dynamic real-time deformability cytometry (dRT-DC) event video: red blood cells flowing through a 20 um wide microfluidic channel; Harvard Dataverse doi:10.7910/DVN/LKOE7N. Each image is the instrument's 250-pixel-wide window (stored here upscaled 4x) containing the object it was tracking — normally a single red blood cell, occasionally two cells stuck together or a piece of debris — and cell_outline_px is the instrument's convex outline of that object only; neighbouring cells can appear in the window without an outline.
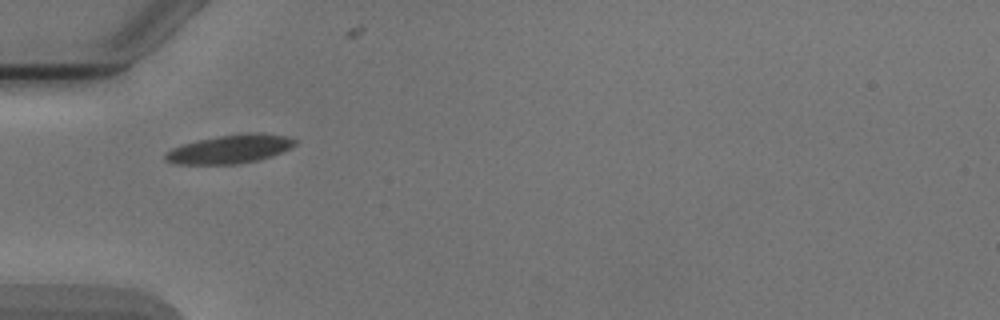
{"species": "Egyptian fruit bat (a non-hibernating species)", "species_latin": "Rousettus aegyptiacus", "temperature_condition": "cold", "stored_images_in_passage": 31, "camera_frame_rate_fps": 3000, "um_per_image_px": 0.085, "animal": {"sex": "male"}, "frame": {"image": 1, "passage_image": 1, "time_ms": 0.0, "image_size_px": [1000, 320], "cell_outline_px": [[296, 144], [292, 148], [256, 160], [236, 164], [176, 164], [164, 160], [164, 156], [172, 148], [184, 144], [216, 136], [288, 136], [296, 140]], "centroid_in_image_um": [19.45, 12.73], "position_along_channel_um": 65.5, "area_um2": 20.29}}
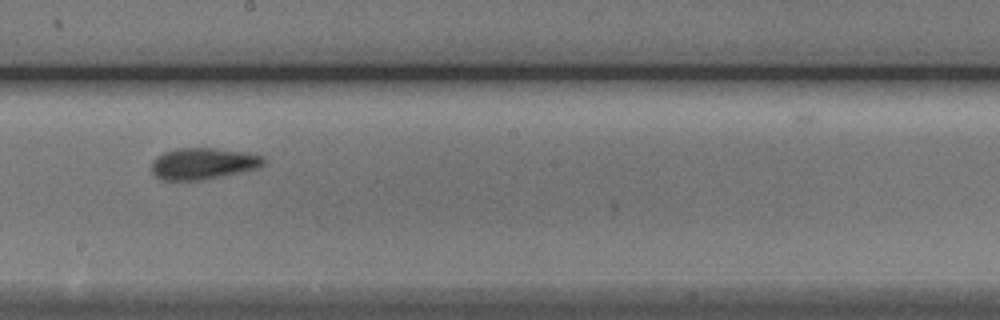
{"frame": {"image": 2, "passage_image": 14, "time_ms": 4.333, "image_size_px": [1000, 320], "cell_outline_px": [[264, 164], [260, 168], [200, 180], [164, 180], [156, 176], [152, 172], [152, 160], [156, 156], [164, 152], [176, 148], [216, 148], [248, 152], [264, 156]], "centroid_in_image_um": [17.28, 13.89], "position_along_channel_um": 230.9, "area_um2": 20.63}}
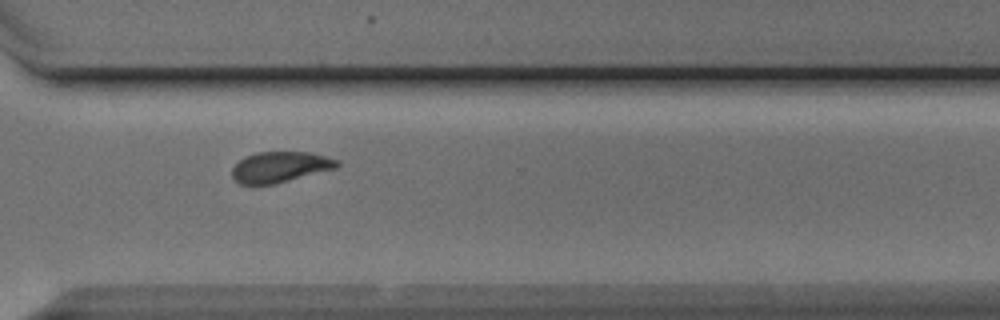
{"frame": {"image": 3, "passage_image": 23, "time_ms": 7.333, "image_size_px": [1000, 320], "cell_outline_px": [[340, 164], [336, 168], [272, 184], [240, 184], [232, 180], [232, 168], [244, 156], [256, 152], [312, 152], [340, 160]], "centroid_in_image_um": [23.79, 14.18], "position_along_channel_um": 346.8, "area_um2": 18.79}, "authors_computed_cell_mechanics": {"area_um2": 19.652, "velocity_mm_per_s": 3.8643, "shape_relaxation_time_tau1_ms": 4.425, "shape_relaxation_time_tau2_ms": 1.917, "deformation_change_tau1": 0.1478, "deformation_change_tau2": 0.0632}}